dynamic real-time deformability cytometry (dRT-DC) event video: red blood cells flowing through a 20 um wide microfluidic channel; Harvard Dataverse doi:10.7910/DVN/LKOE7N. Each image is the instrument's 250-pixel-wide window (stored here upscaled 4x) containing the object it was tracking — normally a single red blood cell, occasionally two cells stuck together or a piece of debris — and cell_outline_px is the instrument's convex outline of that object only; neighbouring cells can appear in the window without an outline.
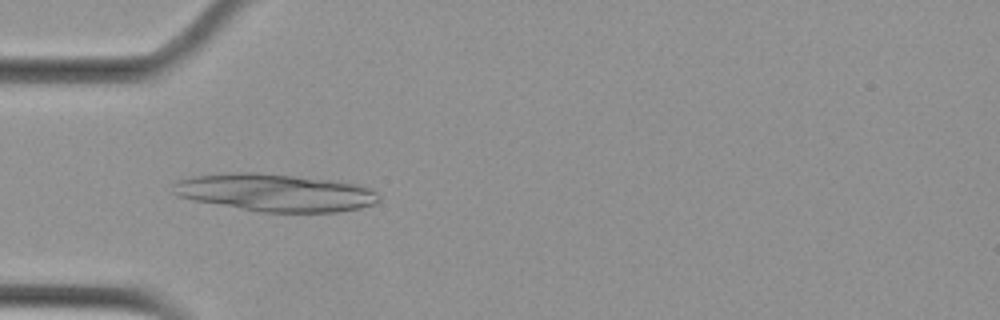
{"species": "Egyptian fruit bat (a non-hibernating species)", "species_latin": "Rousettus aegyptiacus", "temperature_condition": "cold", "stored_images_in_passage": 5, "camera_frame_rate_fps": 3000, "um_per_image_px": 0.085, "animal": {"sex": "female"}, "frame": {"image": 1, "passage_image": 4, "time_ms": 1.0, "image_size_px": [1000, 320], "cell_outline_px": [[380, 200], [372, 204], [360, 208], [336, 212], [260, 212], [192, 200], [180, 196], [172, 192], [176, 180], [192, 176], [232, 172], [256, 172], [332, 180], [360, 184], [372, 188], [380, 196]], "centroid_in_image_um": [23.41, 16.37], "position_along_channel_um": 61.6, "area_um2": 45.2}}
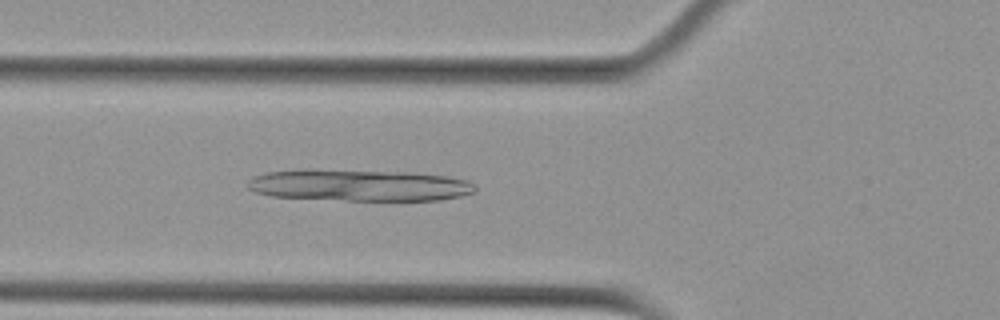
{"frame": {"image": 2, "passage_image": 5, "time_ms": 1.333, "image_size_px": [1000, 320], "cell_outline_px": [[476, 192], [460, 196], [440, 200], [344, 200], [272, 196], [252, 192], [248, 188], [248, 180], [252, 176], [268, 172], [300, 168], [304, 168], [408, 172], [448, 176], [468, 180], [476, 184]], "centroid_in_image_um": [30.5, 15.73], "position_along_channel_um": 95.3, "area_um2": 42.6}}